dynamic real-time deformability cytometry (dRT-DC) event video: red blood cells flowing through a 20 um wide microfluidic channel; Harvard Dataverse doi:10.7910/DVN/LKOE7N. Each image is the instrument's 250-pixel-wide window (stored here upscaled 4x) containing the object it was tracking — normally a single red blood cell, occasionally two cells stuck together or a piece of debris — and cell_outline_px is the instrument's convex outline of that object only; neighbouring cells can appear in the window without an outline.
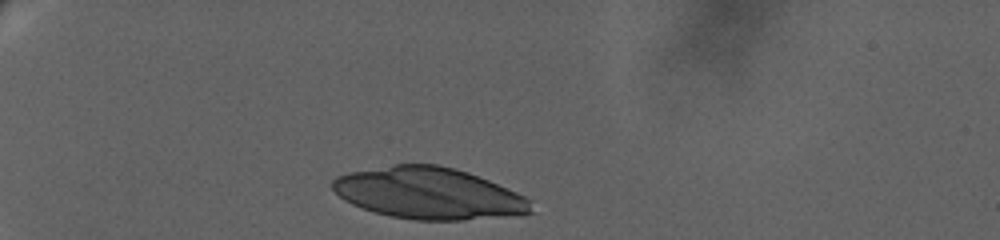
{"species": "human", "species_latin": "Homo sapiens", "temperature_condition": "warm", "stored_images_in_passage": 16, "camera_frame_rate_fps": 3000, "um_per_image_px": 0.085, "donor": {"sex": "female"}, "frame": {"image": 1, "passage_image": 1, "time_ms": 0.0, "image_size_px": [1000, 240], "cell_outline_px": [[532, 212], [504, 216], [464, 220], [412, 220], [388, 216], [352, 204], [344, 200], [332, 188], [332, 180], [336, 176], [348, 172], [396, 164], [436, 164], [468, 172], [488, 180], [516, 192], [532, 200]], "centroid_in_image_um": [36.42, 16.43], "position_along_channel_um": 48.6, "area_um2": 59.42}}